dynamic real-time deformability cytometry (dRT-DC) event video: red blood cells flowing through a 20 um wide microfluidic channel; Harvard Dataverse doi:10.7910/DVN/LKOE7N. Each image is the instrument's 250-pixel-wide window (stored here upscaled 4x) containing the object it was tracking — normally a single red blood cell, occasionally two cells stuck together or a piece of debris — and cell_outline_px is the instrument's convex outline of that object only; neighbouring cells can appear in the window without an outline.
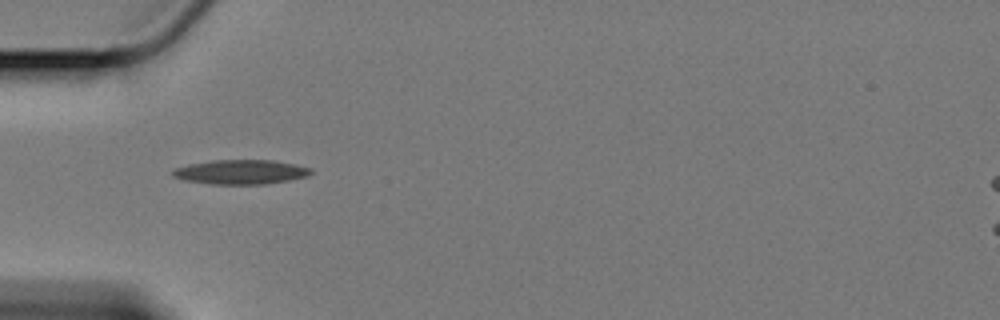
{"species": "Egyptian fruit bat (a non-hibernating species)", "species_latin": "Rousettus aegyptiacus", "temperature_condition": "cold", "stored_images_in_passage": 37, "camera_frame_rate_fps": 3000, "um_per_image_px": 0.085, "animal": {"sex": "female"}, "frame": {"image": 1, "passage_image": 1, "time_ms": 0.0, "image_size_px": [1000, 320], "cell_outline_px": [[312, 172], [308, 176], [288, 180], [264, 184], [212, 184], [184, 180], [172, 176], [172, 172], [176, 168], [188, 164], [212, 160], [272, 160], [312, 168]], "centroid_in_image_um": [20.45, 14.61], "position_along_channel_um": 64.5, "area_um2": 19.54}}
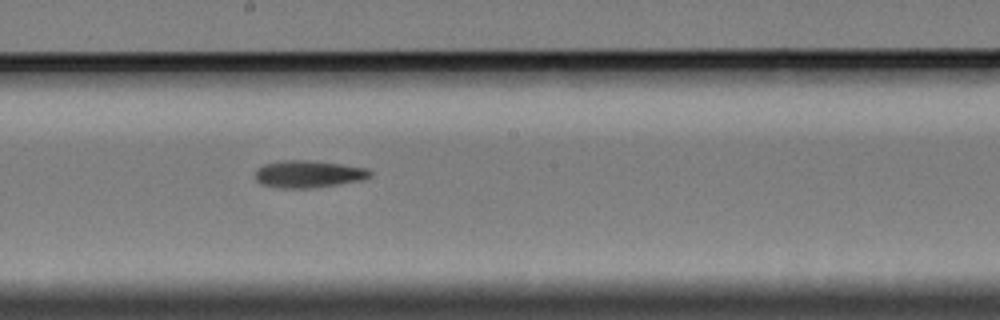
{"frame": {"image": 2, "passage_image": 15, "time_ms": 4.667, "image_size_px": [1000, 320], "cell_outline_px": [[372, 176], [364, 180], [308, 188], [280, 188], [264, 184], [256, 180], [256, 168], [264, 164], [280, 160], [304, 160], [340, 164], [364, 168], [372, 172]], "centroid_in_image_um": [26.2, 14.79], "position_along_channel_um": 222.0, "area_um2": 17.98}}
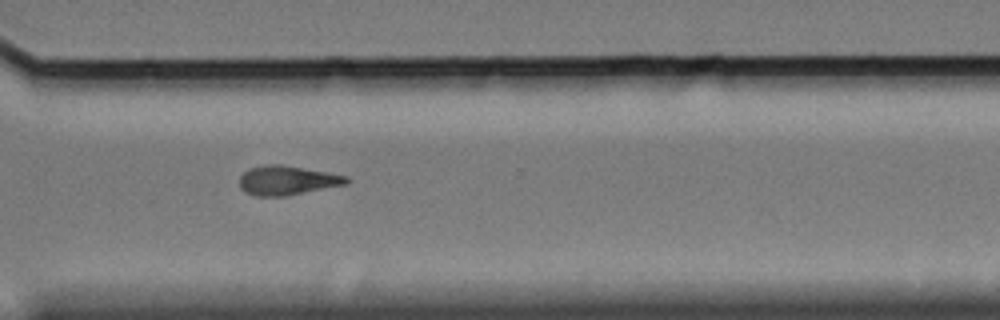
{"frame": {"image": 3, "passage_image": 26, "time_ms": 8.333, "image_size_px": [1000, 320], "cell_outline_px": [[352, 180], [344, 184], [284, 196], [256, 196], [244, 192], [240, 188], [240, 176], [244, 172], [252, 168], [268, 164], [280, 164], [348, 176]], "centroid_in_image_um": [24.38, 15.33], "position_along_channel_um": 346.2, "area_um2": 17.92}}